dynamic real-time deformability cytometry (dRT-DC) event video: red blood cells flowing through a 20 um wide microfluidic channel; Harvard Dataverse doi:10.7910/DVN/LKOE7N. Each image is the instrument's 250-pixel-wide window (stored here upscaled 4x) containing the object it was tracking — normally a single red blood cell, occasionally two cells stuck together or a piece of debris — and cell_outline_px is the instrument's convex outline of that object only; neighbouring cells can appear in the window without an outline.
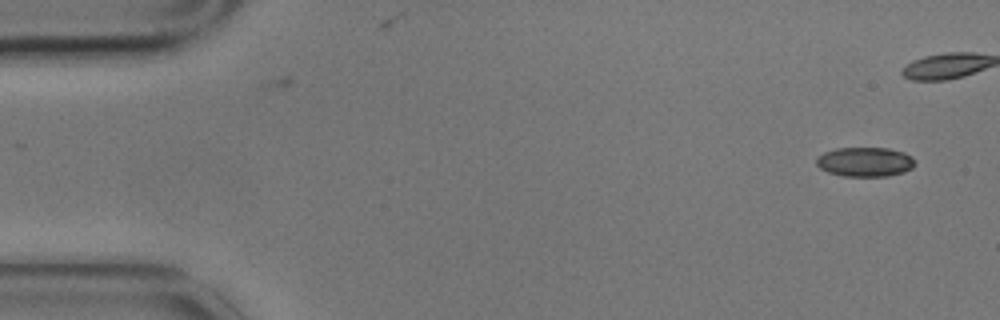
{"species": "common noctule bat (a hibernating species)", "species_latin": "Nyctalus noctula", "temperature_condition": "cold", "stored_images_in_passage": 7, "camera_frame_rate_fps": 3000, "um_per_image_px": 0.085, "animal": {"sex": "male", "body_mass_g": 17.9}, "frame": {"image": 1, "passage_image": 1, "time_ms": 0.0, "image_size_px": [1000, 320], "cell_outline_px": [[912, 168], [904, 172], [888, 176], [844, 176], [828, 172], [820, 168], [816, 164], [816, 160], [824, 152], [836, 148], [888, 148], [904, 152], [912, 156]], "centroid_in_image_um": [73.51, 13.76], "position_along_channel_um": 11.5, "area_um2": 16.76}}